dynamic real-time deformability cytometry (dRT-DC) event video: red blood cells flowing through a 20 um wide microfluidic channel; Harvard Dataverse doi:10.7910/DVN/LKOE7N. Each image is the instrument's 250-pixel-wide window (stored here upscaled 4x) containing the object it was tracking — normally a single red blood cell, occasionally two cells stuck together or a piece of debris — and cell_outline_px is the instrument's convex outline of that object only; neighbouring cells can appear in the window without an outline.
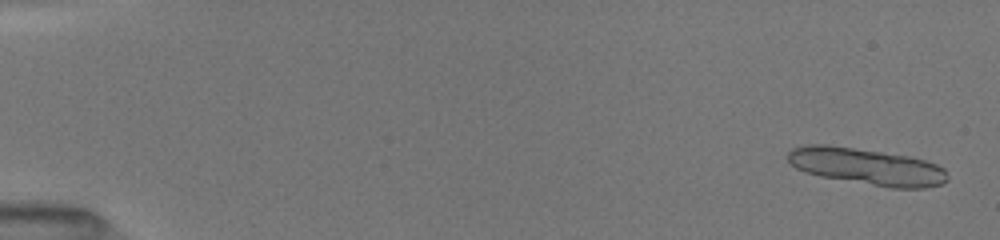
{"species": "common noctule bat (a hibernating species)", "species_latin": "Nyctalus noctula", "temperature_condition": "room temperature", "stored_images_in_passage": 14, "segment_of_instrument_passage": [1, 2], "camera_frame_rate_fps": 3000, "um_per_image_px": 0.085, "animal": {"sex": "female", "body_mass_g": 19.5, "forearm_length_mm": 54.1}, "frame": {"image": 1, "passage_image": 1, "time_ms": 0.0, "image_size_px": [1000, 240], "cell_outline_px": [[948, 180], [940, 184], [924, 188], [892, 188], [820, 176], [804, 172], [796, 168], [788, 160], [788, 152], [792, 148], [808, 144], [828, 144], [908, 156], [924, 160], [936, 164], [944, 168], [948, 176]], "centroid_in_image_um": [73.67, 14.15], "position_along_channel_um": 11.3, "area_um2": 33.99}}